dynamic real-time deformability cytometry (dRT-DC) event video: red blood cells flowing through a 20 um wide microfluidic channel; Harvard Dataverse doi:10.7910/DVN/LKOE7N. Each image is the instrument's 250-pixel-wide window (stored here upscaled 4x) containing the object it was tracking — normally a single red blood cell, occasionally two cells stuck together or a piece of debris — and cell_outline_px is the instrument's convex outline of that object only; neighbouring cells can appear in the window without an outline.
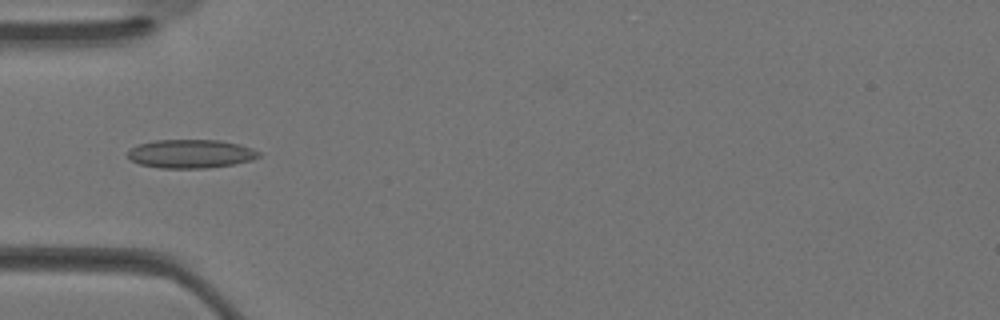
{"species": "Egyptian fruit bat (a non-hibernating species)", "species_latin": "Rousettus aegyptiacus", "temperature_condition": "warm", "stored_images_in_passage": 34, "camera_frame_rate_fps": 3000, "um_per_image_px": 0.085, "animal": {"sex": "female"}, "frame": {"image": 1, "passage_image": 10, "time_ms": 3.0, "image_size_px": [1000, 320], "cell_outline_px": [[260, 156], [252, 160], [232, 164], [208, 168], [160, 168], [140, 164], [132, 160], [128, 156], [128, 152], [132, 148], [140, 144], [156, 140], [220, 140], [240, 144], [252, 148], [260, 152]], "centroid_in_image_um": [16.25, 13.07], "position_along_channel_um": 68.7, "area_um2": 21.73}}
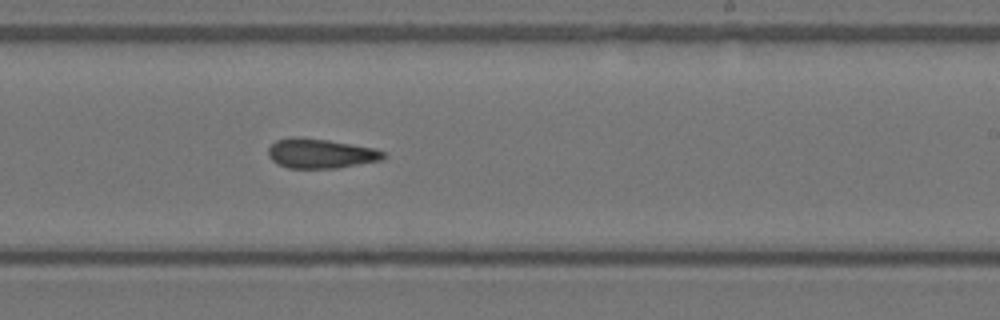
{"frame": {"image": 2, "passage_image": 20, "time_ms": 6.333, "image_size_px": [1000, 320], "cell_outline_px": [[384, 156], [380, 160], [336, 168], [288, 168], [272, 160], [268, 156], [268, 148], [276, 140], [292, 136], [296, 136], [328, 140], [376, 148], [384, 152]], "centroid_in_image_um": [27.22, 13.03], "position_along_channel_um": 261.8, "area_um2": 19.77}}
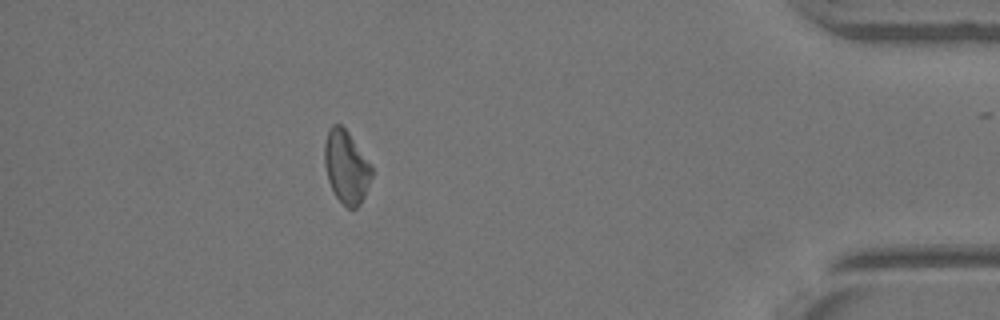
{"frame": {"image": 3, "passage_image": 30, "time_ms": 9.667, "image_size_px": [1000, 320], "cell_outline_px": [[372, 176], [364, 196], [360, 204], [356, 208], [348, 208], [336, 196], [328, 180], [324, 164], [324, 144], [328, 128], [332, 124], [340, 124], [348, 132], [372, 168]], "centroid_in_image_um": [29.4, 14.17], "position_along_channel_um": 405.8, "area_um2": 19.71}}